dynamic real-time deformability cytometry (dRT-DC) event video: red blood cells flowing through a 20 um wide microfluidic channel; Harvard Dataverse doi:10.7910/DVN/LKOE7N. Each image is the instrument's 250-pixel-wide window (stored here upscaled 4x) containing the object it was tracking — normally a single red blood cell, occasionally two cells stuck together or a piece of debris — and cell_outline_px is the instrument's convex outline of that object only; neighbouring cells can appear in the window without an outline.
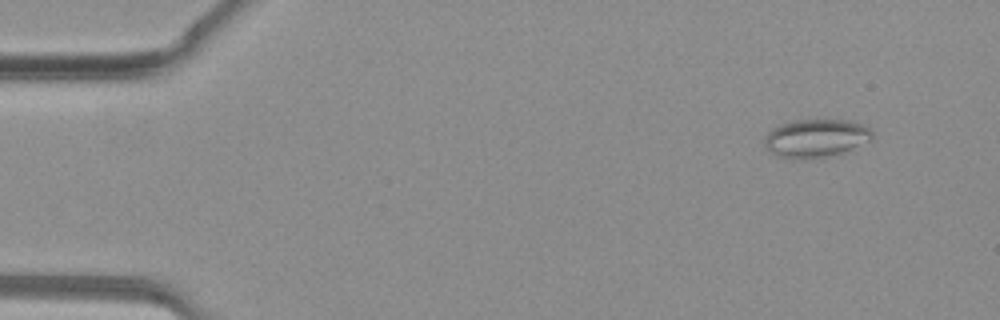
{"species": "common noctule bat (a hibernating species)", "species_latin": "Nyctalus noctula", "temperature_condition": "warm", "stored_images_in_passage": 37, "camera_frame_rate_fps": 3000, "um_per_image_px": 0.085, "animal": {"sex": "female", "body_mass_g": 19.3, "forearm_length_mm": 54.1}, "frame": {"image": 1, "passage_image": 2, "time_ms": 0.333, "image_size_px": [1000, 320], "cell_outline_px": [[872, 140], [852, 148], [840, 152], [820, 156], [796, 160], [788, 160], [776, 156], [764, 144], [764, 136], [768, 132], [780, 124], [796, 120], [852, 120], [864, 124], [872, 132]], "centroid_in_image_um": [69.32, 11.73], "position_along_channel_um": 15.7, "area_um2": 23.81}}
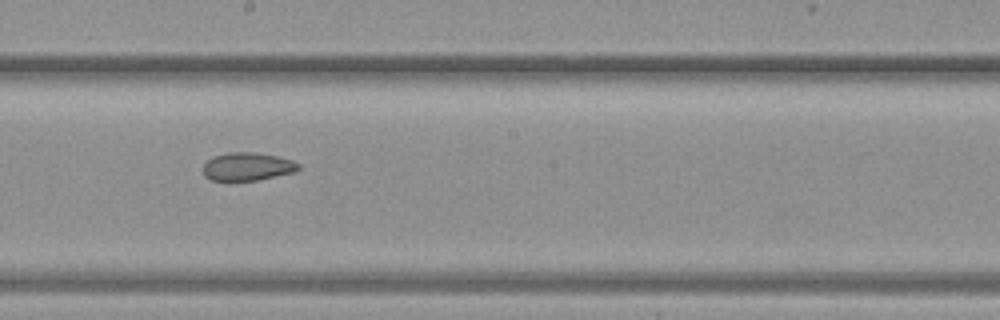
{"frame": {"image": 2, "passage_image": 20, "time_ms": 6.333, "image_size_px": [1000, 320], "cell_outline_px": [[300, 168], [296, 172], [256, 180], [232, 184], [228, 184], [212, 180], [204, 176], [204, 164], [212, 156], [228, 152], [252, 152], [276, 156], [292, 160], [300, 164]], "centroid_in_image_um": [20.99, 14.2], "position_along_channel_um": 227.2, "area_um2": 16.24}}
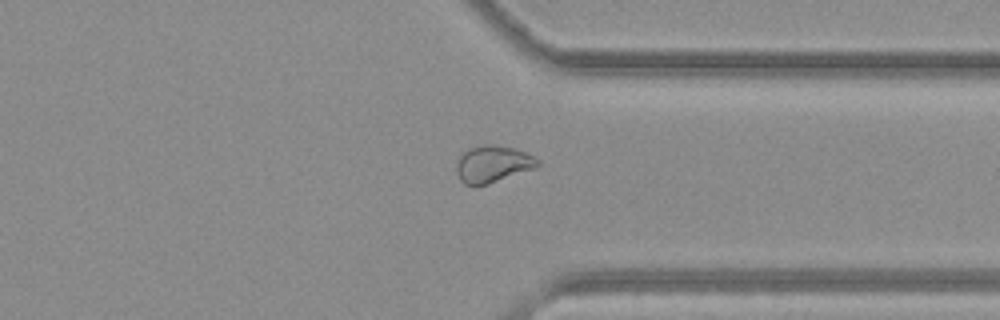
{"frame": {"image": 3, "passage_image": 28, "time_ms": 9.0, "image_size_px": [1000, 320], "cell_outline_px": [[540, 164], [536, 168], [488, 184], [464, 184], [460, 180], [456, 172], [456, 164], [460, 156], [468, 148], [480, 144], [492, 144], [516, 148], [540, 160]], "centroid_in_image_um": [41.89, 13.92], "position_along_channel_um": 369.5, "area_um2": 17.51}}